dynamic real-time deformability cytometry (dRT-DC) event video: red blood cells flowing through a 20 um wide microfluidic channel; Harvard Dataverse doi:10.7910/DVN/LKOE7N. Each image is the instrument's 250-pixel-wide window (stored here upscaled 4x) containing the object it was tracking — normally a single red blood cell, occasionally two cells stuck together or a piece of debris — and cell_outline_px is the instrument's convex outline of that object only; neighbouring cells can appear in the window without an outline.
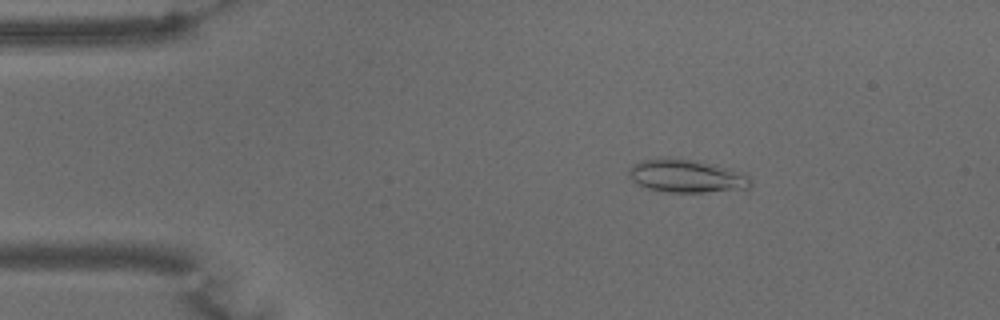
{"species": "common noctule bat (a hibernating species)", "species_latin": "Nyctalus noctula", "temperature_condition": "warm", "stored_images_in_passage": 56, "camera_frame_rate_fps": 3000, "um_per_image_px": 0.085, "animal": {"sex": "male", "body_mass_g": 15.6}, "frame": {"image": 1, "passage_image": 9, "time_ms": 2.667, "image_size_px": [1000, 320], "cell_outline_px": [[752, 184], [748, 188], [704, 192], [668, 192], [648, 188], [632, 180], [628, 176], [628, 168], [632, 164], [640, 160], [664, 156], [696, 160], [716, 164], [744, 172], [752, 180]], "centroid_in_image_um": [58.34, 14.92], "position_along_channel_um": 26.7, "area_um2": 23.93}}
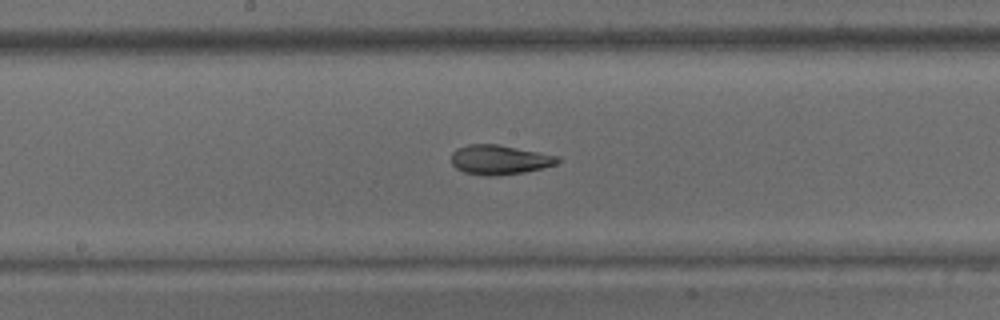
{"frame": {"image": 2, "passage_image": 29, "time_ms": 9.333, "image_size_px": [1000, 320], "cell_outline_px": [[560, 160], [556, 164], [524, 172], [500, 176], [484, 176], [464, 172], [456, 168], [452, 164], [452, 152], [456, 148], [468, 144], [500, 144], [560, 156]], "centroid_in_image_um": [42.45, 13.57], "position_along_channel_um": 205.8, "area_um2": 18.5}}
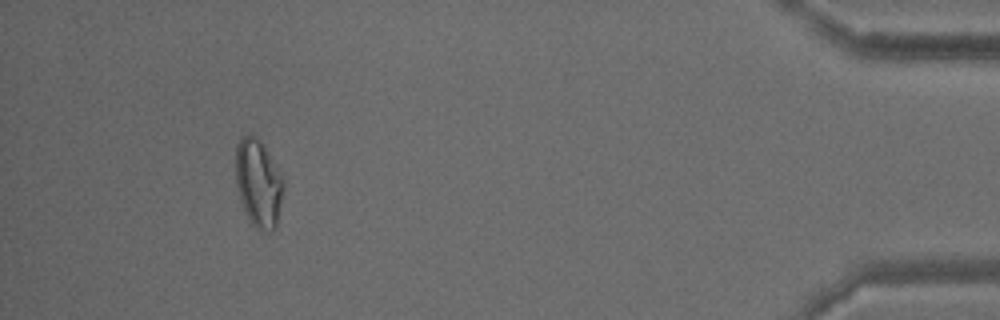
{"frame": {"image": 3, "passage_image": 52, "time_ms": 17.0, "image_size_px": [1000, 320], "cell_outline_px": [[284, 188], [276, 228], [272, 232], [268, 232], [256, 228], [248, 220], [240, 200], [236, 188], [236, 144], [244, 136], [256, 136], [260, 140], [268, 152], [284, 180]], "centroid_in_image_um": [21.97, 15.62], "position_along_channel_um": 413.2, "area_um2": 24.51}, "authors_computed_cell_mechanics": {"area_um2": 20.4323, "velocity_mm_per_s": 3.5532, "shape_relaxation_time_tau1_ms": null, "shape_relaxation_time_tau2_ms": 2.8318, "deformation_change_tau1": null, "deformation_change_tau2": 0.0993}}